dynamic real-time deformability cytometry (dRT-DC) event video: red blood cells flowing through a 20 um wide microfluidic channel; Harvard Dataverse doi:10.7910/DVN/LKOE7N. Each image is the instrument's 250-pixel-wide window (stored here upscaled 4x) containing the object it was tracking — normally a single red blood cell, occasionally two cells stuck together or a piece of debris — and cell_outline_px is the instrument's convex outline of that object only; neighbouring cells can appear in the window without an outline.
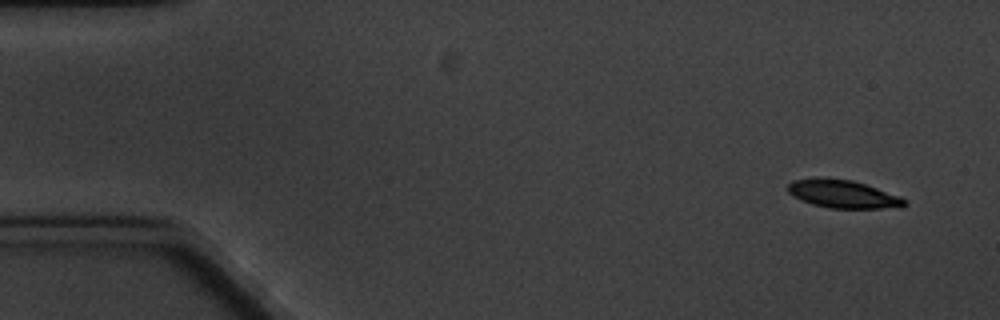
{"species": "common noctule bat (a hibernating species)", "species_latin": "Nyctalus noctula", "temperature_condition": "cold", "stored_images_in_passage": 7, "camera_frame_rate_fps": 3000, "um_per_image_px": 0.085, "animal": {"sex": "male", "body_mass_g": 20.1, "forearm_length_mm": 53.5}, "frame": {"image": 1, "passage_image": 1, "time_ms": 0.0, "image_size_px": [1000, 320], "cell_outline_px": [[908, 204], [904, 208], [828, 208], [812, 204], [800, 200], [792, 196], [788, 192], [788, 184], [792, 180], [816, 176], [820, 176], [852, 180], [900, 196], [908, 200]], "centroid_in_image_um": [71.64, 16.48], "position_along_channel_um": 13.4, "area_um2": 19.54}}
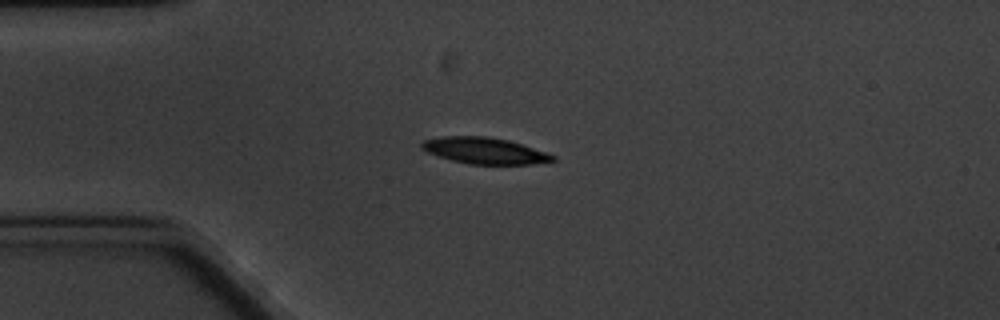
{"frame": {"image": 2, "passage_image": 4, "time_ms": 3.667, "image_size_px": [1000, 320], "cell_outline_px": [[556, 160], [532, 164], [468, 164], [452, 160], [428, 152], [420, 148], [420, 144], [424, 140], [440, 136], [488, 136], [508, 140], [556, 156]], "centroid_in_image_um": [41.15, 12.8], "position_along_channel_um": 43.8, "area_um2": 19.88}}
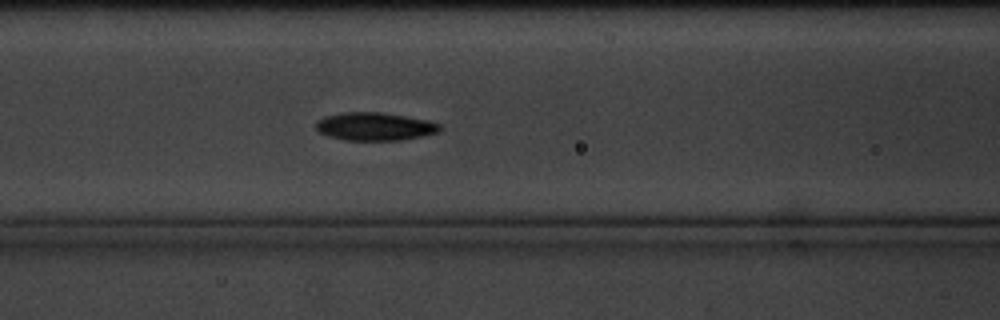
{"frame": {"image": 3, "passage_image": 7, "time_ms": 7.0, "image_size_px": [1000, 320], "cell_outline_px": [[440, 128], [436, 132], [420, 136], [400, 140], [344, 140], [328, 136], [320, 132], [316, 128], [316, 120], [324, 116], [340, 112], [380, 112], [428, 120], [440, 124]], "centroid_in_image_um": [31.79, 10.74], "position_along_channel_um": 134.8, "area_um2": 20.11}}